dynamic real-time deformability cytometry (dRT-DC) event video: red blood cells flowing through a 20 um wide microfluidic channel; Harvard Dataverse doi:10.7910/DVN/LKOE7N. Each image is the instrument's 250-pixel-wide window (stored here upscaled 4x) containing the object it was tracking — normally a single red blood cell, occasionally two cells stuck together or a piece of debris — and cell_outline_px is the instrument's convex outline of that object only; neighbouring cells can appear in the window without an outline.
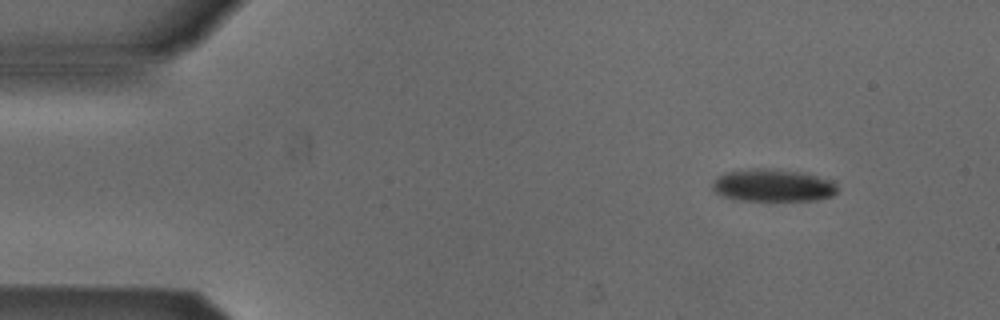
{"species": "Egyptian fruit bat (a non-hibernating species)", "species_latin": "Rousettus aegyptiacus", "temperature_condition": "cold", "stored_images_in_passage": 5, "camera_frame_rate_fps": 3000, "um_per_image_px": 0.085, "animal": {"sex": "male"}, "frame": {"image": 1, "passage_image": 1, "time_ms": 0.0, "image_size_px": [1000, 320], "cell_outline_px": [[836, 192], [832, 196], [816, 200], [740, 200], [720, 196], [712, 188], [712, 184], [716, 176], [728, 172], [748, 168], [772, 168], [796, 172], [816, 176], [832, 180], [836, 184]], "centroid_in_image_um": [65.65, 15.75], "position_along_channel_um": 19.3, "area_um2": 23.58}}
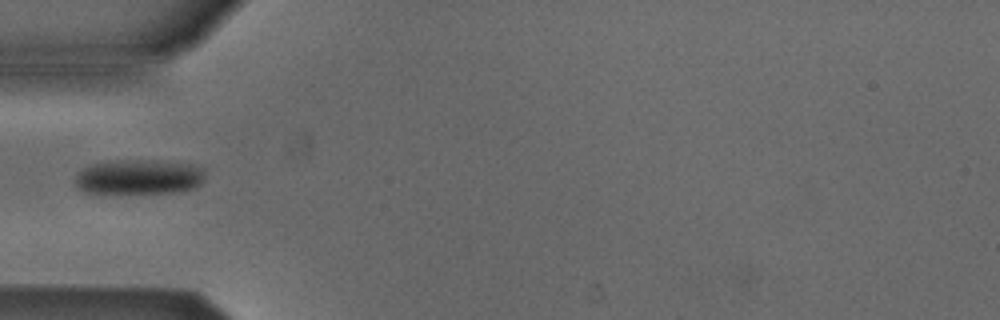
{"frame": {"image": 2, "passage_image": 4, "time_ms": 1.0, "image_size_px": [1000, 320], "cell_outline_px": [[204, 180], [196, 188], [180, 192], [88, 192], [80, 188], [76, 184], [76, 176], [84, 168], [92, 164], [108, 160], [156, 160], [188, 164], [204, 168]], "centroid_in_image_um": [11.87, 15.02], "position_along_channel_um": 73.1, "area_um2": 26.18}}
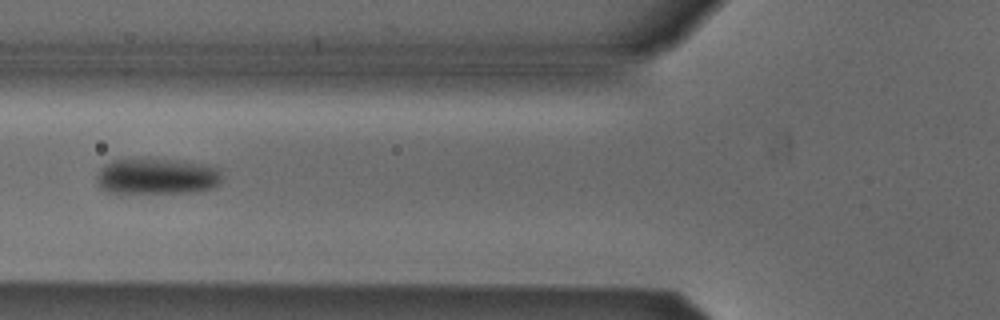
{"frame": {"image": 3, "passage_image": 5, "time_ms": 1.333, "image_size_px": [1000, 320], "cell_outline_px": [[220, 184], [216, 188], [200, 192], [120, 196], [104, 192], [100, 188], [96, 180], [96, 172], [104, 164], [112, 160], [148, 156], [184, 160], [204, 164], [220, 168]], "centroid_in_image_um": [13.27, 15.01], "position_along_channel_um": 112.5, "area_um2": 28.84}}